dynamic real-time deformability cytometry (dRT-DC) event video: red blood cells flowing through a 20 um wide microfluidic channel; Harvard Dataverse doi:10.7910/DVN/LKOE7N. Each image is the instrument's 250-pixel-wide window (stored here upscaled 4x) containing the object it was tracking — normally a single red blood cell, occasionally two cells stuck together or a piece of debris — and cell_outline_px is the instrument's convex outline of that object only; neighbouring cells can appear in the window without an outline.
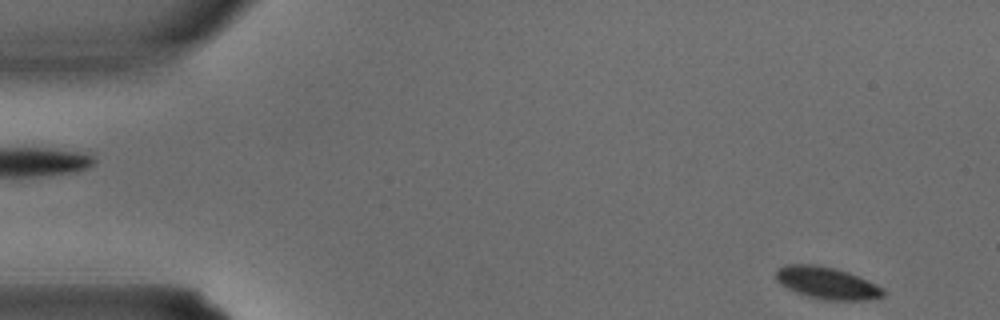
{"species": "common noctule bat (a hibernating species)", "species_latin": "Nyctalus noctula", "temperature_condition": "warm", "stored_images_in_passage": 3, "camera_frame_rate_fps": 3000, "um_per_image_px": 0.085, "animal": {"sex": "male", "body_mass_g": 15.6}, "frame": {"image": 1, "passage_image": 1, "time_ms": 0.0, "image_size_px": [1000, 320], "cell_outline_px": [[884, 296], [872, 300], [824, 300], [808, 296], [796, 292], [780, 284], [776, 280], [776, 268], [784, 264], [812, 264], [836, 268], [848, 272], [876, 284], [884, 288]], "centroid_in_image_um": [70.28, 24.05], "position_along_channel_um": 14.7, "area_um2": 20.17}}
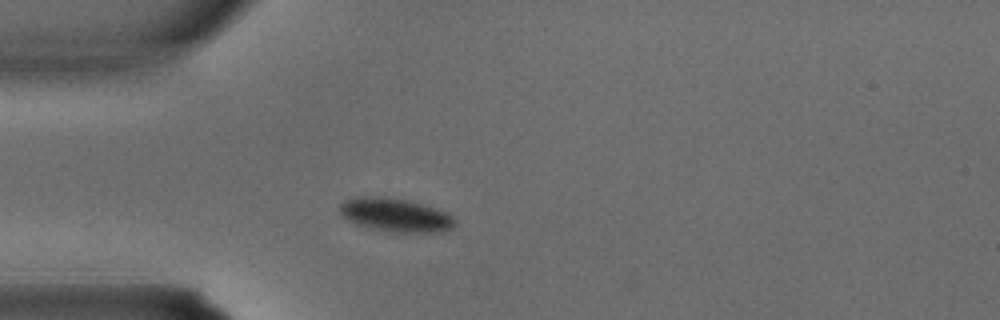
{"frame": {"image": 2, "passage_image": 3, "time_ms": 0.667, "image_size_px": [1000, 320], "cell_outline_px": [[456, 224], [452, 228], [440, 232], [392, 232], [356, 224], [344, 216], [340, 212], [340, 204], [344, 200], [356, 196], [380, 196], [408, 200], [444, 212], [452, 216], [456, 220]], "centroid_in_image_um": [33.6, 18.27], "position_along_channel_um": 51.4, "area_um2": 22.2}}